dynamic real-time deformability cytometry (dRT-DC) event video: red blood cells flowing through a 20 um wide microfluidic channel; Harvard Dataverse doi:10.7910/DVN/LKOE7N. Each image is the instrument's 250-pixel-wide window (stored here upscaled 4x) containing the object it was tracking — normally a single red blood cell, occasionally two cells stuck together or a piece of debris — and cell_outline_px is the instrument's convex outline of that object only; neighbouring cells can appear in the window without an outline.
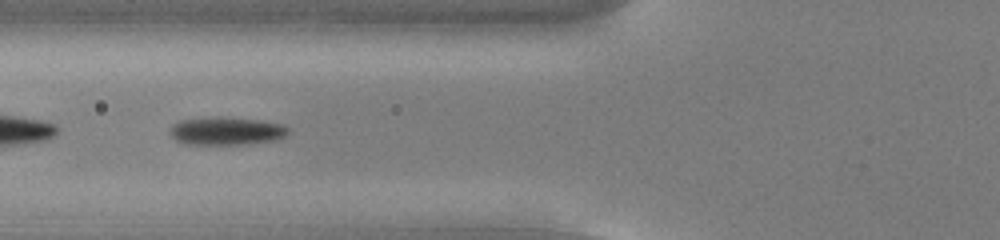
{"species": "common noctule bat (a hibernating species)", "species_latin": "Nyctalus noctula", "temperature_condition": "cold", "stored_images_in_passage": 38, "camera_frame_rate_fps": 3000, "um_per_image_px": 0.085, "animal": {"sex": "male", "body_mass_g": 13.0, "forearm_length_mm": 53.1}, "frame": {"image": 1, "passage_image": 22, "time_ms": 7.0, "image_size_px": [1000, 240], "cell_outline_px": [[288, 132], [284, 136], [276, 140], [252, 144], [180, 144], [168, 132], [168, 128], [172, 124], [180, 120], [220, 116], [260, 120], [284, 124], [288, 128]], "centroid_in_image_um": [19.21, 11.13], "position_along_channel_um": 106.6, "area_um2": 19.65}}